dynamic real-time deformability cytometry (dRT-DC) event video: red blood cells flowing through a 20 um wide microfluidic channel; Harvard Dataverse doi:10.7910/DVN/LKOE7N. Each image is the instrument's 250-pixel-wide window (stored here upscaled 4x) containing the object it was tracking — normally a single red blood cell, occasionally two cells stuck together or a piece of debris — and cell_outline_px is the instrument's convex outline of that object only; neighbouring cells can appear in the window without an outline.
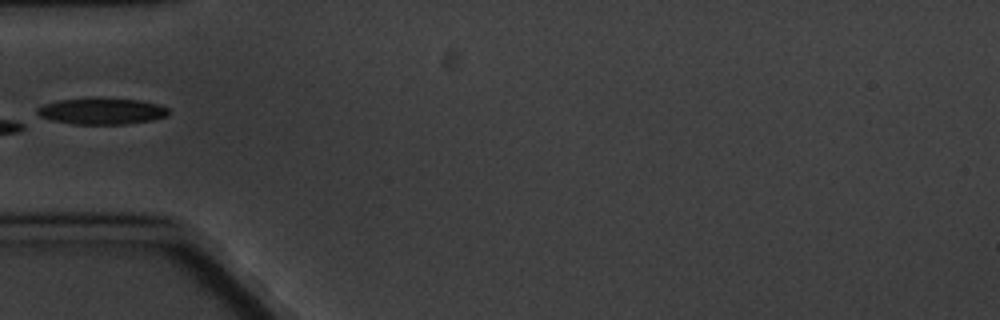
{"species": "common noctule bat (a hibernating species)", "species_latin": "Nyctalus noctula", "temperature_condition": "cold", "stored_images_in_passage": 4, "camera_frame_rate_fps": 3000, "um_per_image_px": 0.085, "animal": {"sex": "male", "body_mass_g": 20.1, "forearm_length_mm": 53.5}, "frame": {"image": 1, "passage_image": 4, "time_ms": 3.667, "image_size_px": [1000, 320], "cell_outline_px": [[168, 116], [152, 120], [124, 124], [72, 124], [52, 120], [40, 116], [36, 112], [36, 108], [44, 104], [60, 100], [140, 100], [160, 104], [168, 108]], "centroid_in_image_um": [8.67, 9.48], "position_along_channel_um": 76.3, "area_um2": 19.48}}